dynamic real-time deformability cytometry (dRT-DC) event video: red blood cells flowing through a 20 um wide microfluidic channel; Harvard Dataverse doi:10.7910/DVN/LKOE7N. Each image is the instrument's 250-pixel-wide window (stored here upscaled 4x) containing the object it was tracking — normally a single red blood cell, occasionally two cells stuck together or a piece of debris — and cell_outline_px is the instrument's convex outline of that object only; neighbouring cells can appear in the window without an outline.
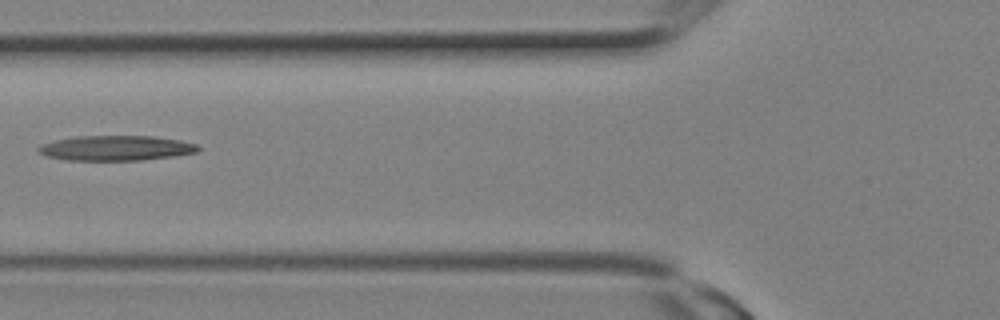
{"species": "Egyptian fruit bat (a non-hibernating species)", "species_latin": "Rousettus aegyptiacus", "temperature_condition": "room temperature", "stored_images_in_passage": 17, "camera_frame_rate_fps": 3000, "um_per_image_px": 0.085, "animal": {"sex": "female"}, "frame": {"image": 1, "passage_image": 10, "time_ms": 3.0, "image_size_px": [1000, 320], "cell_outline_px": [[200, 148], [196, 152], [176, 156], [140, 160], [68, 160], [48, 156], [40, 152], [36, 148], [40, 144], [56, 140], [76, 136], [152, 136], [180, 140], [196, 144]], "centroid_in_image_um": [9.86, 12.58], "position_along_channel_um": 115.9, "area_um2": 23.18}}